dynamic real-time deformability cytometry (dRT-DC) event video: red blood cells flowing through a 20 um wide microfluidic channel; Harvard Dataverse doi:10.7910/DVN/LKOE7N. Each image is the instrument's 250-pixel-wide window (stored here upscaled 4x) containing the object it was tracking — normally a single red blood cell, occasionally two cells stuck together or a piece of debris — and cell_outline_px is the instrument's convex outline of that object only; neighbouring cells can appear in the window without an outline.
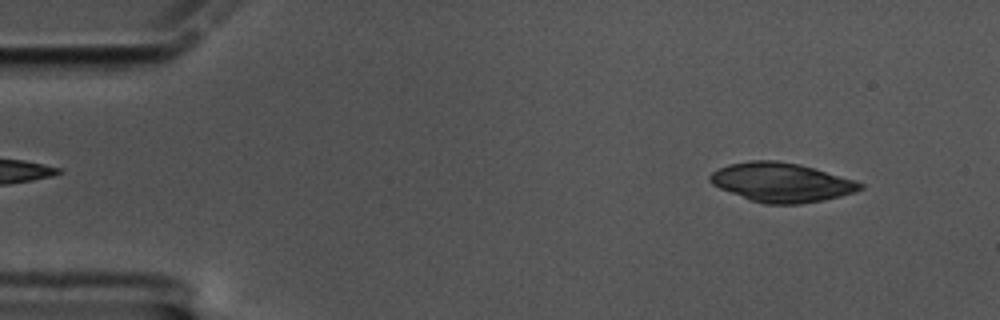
{"species": "common noctule bat (a hibernating species)", "species_latin": "Nyctalus noctula", "temperature_condition": "cold", "stored_images_in_passage": 58, "camera_frame_rate_fps": 3000, "um_per_image_px": 0.085, "animal": {"sex": "male", "body_mass_g": 17.5, "forearm_length_mm": 52.3}, "frame": {"image": 1, "passage_image": 6, "time_ms": 1.667, "image_size_px": [1000, 320], "cell_outline_px": [[864, 188], [856, 192], [824, 200], [800, 204], [764, 204], [752, 200], [720, 188], [712, 184], [708, 180], [708, 176], [712, 172], [728, 164], [752, 160], [776, 160], [800, 164], [856, 180], [864, 184]], "centroid_in_image_um": [66.45, 15.5], "position_along_channel_um": 18.6, "area_um2": 34.28}}